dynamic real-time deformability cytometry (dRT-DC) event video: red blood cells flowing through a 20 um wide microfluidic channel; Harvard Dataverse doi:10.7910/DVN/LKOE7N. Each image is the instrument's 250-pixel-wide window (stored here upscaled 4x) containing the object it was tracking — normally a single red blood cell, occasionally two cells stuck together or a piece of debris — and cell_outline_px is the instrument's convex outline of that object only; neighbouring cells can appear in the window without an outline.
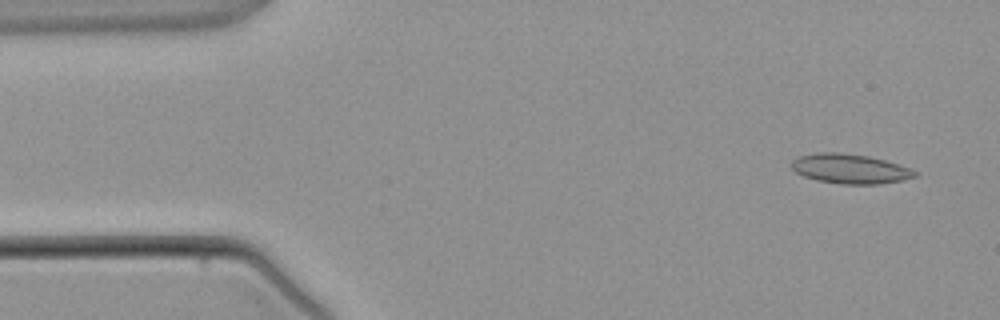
{"species": "common noctule bat (a hibernating species)", "species_latin": "Nyctalus noctula", "temperature_condition": "warm", "stored_images_in_passage": 3, "camera_frame_rate_fps": 3000, "um_per_image_px": 0.085, "animal": {"sex": "male", "body_mass_g": 21.5, "forearm_length_mm": 52.0}, "frame": {"image": 1, "passage_image": 1, "time_ms": 0.0, "image_size_px": [1000, 320], "cell_outline_px": [[916, 176], [904, 180], [880, 184], [840, 184], [816, 180], [804, 176], [796, 172], [792, 168], [792, 160], [796, 156], [816, 152], [840, 152], [868, 156], [884, 160], [908, 168], [916, 172]], "centroid_in_image_um": [72.2, 14.34], "position_along_channel_um": 12.8, "area_um2": 21.27}}
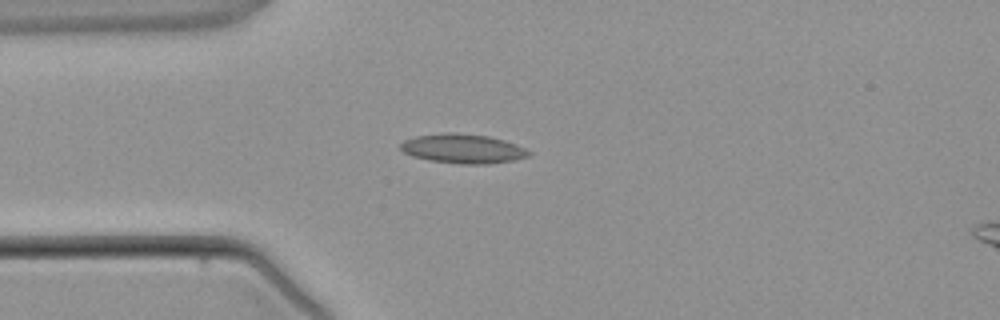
{"frame": {"image": 2, "passage_image": 3, "time_ms": 2.667, "image_size_px": [1000, 320], "cell_outline_px": [[532, 152], [528, 156], [512, 160], [488, 164], [460, 164], [428, 160], [412, 156], [404, 152], [400, 148], [400, 144], [404, 140], [416, 136], [448, 132], [452, 132], [488, 136], [504, 140], [516, 144]], "centroid_in_image_um": [39.33, 12.64], "position_along_channel_um": 45.7, "area_um2": 21.85}}